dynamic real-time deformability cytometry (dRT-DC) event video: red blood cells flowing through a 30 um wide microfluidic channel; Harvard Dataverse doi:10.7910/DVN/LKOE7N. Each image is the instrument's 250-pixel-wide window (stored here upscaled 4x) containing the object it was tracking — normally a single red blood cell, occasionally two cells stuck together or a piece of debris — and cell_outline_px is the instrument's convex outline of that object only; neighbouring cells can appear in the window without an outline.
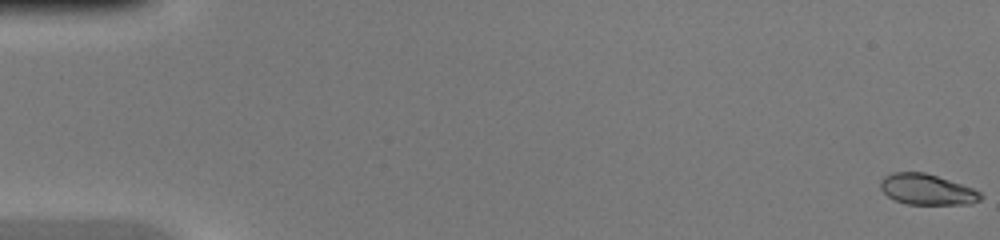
{"species": "common noctule bat (a hibernating species)", "species_latin": "Nyctalus noctula", "temperature_condition": "warm", "stored_images_in_passage": 47, "camera_frame_rate_fps": 3000, "um_per_image_px": 0.085, "animal": {"sex": "female", "body_mass_g": 20.0, "forearm_length_mm": 54.0}, "frame": {"image": 1, "passage_image": 1, "time_ms": 0.0, "image_size_px": [1000, 240], "cell_outline_px": [[984, 196], [980, 200], [972, 204], [908, 204], [896, 200], [888, 196], [880, 188], [880, 180], [884, 176], [892, 172], [924, 172], [972, 188], [980, 192]], "centroid_in_image_um": [78.78, 16.11], "position_along_channel_um": 6.2, "area_um2": 17.8}}
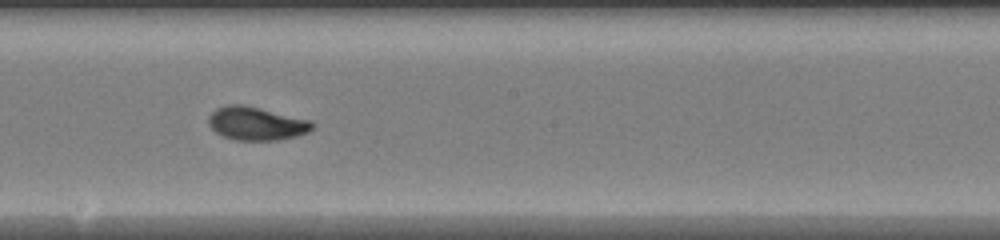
{"frame": {"image": 2, "passage_image": 27, "time_ms": 8.667, "image_size_px": [1000, 240], "cell_outline_px": [[316, 124], [308, 132], [296, 136], [280, 140], [236, 140], [224, 136], [216, 132], [208, 124], [208, 116], [216, 108], [228, 104], [240, 104], [260, 108], [312, 120]], "centroid_in_image_um": [21.8, 10.49], "position_along_channel_um": 226.4, "area_um2": 20.23}}
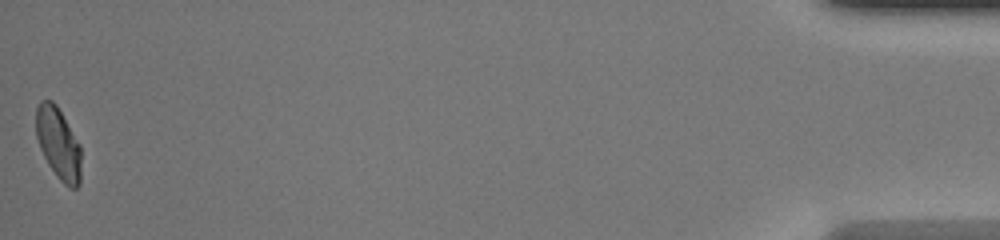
{"frame": {"image": 3, "passage_image": 47, "time_ms": 15.333, "image_size_px": [1000, 240], "cell_outline_px": [[80, 184], [76, 188], [68, 188], [56, 176], [48, 164], [40, 148], [36, 136], [36, 108], [40, 100], [52, 100], [56, 104], [80, 144]], "centroid_in_image_um": [4.95, 12.2], "position_along_channel_um": 430.2, "area_um2": 18.84}}